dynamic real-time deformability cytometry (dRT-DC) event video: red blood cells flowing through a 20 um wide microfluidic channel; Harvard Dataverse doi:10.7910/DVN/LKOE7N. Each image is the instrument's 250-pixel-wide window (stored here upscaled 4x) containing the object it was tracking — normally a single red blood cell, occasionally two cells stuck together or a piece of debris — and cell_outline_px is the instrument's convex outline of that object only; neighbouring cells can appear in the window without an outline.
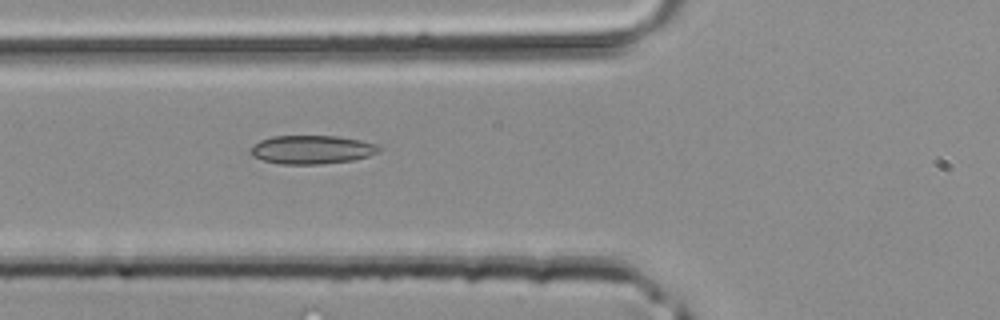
{"species": "common noctule bat (a hibernating species)", "species_latin": "Nyctalus noctula", "temperature_condition": "room temperature", "stored_images_in_passage": 31, "camera_frame_rate_fps": 3000, "um_per_image_px": 0.085, "animal": {"sex": "male", "body_mass_g": 20.4}, "frame": {"image": 1, "passage_image": 7, "time_ms": 2.0, "image_size_px": [1000, 320], "cell_outline_px": [[380, 152], [368, 156], [352, 160], [320, 164], [280, 164], [264, 160], [252, 156], [252, 144], [260, 140], [272, 136], [336, 136], [360, 140], [376, 144], [380, 148]], "centroid_in_image_um": [26.5, 12.71], "position_along_channel_um": 99.3, "area_um2": 21.27}}
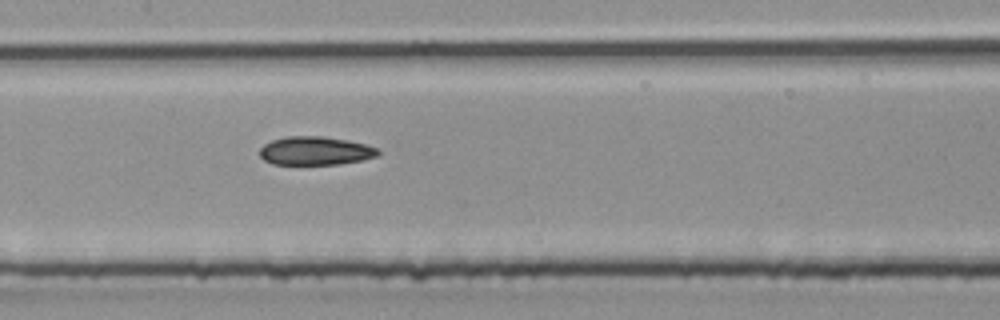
{"frame": {"image": 2, "passage_image": 12, "time_ms": 3.667, "image_size_px": [1000, 320], "cell_outline_px": [[380, 152], [376, 156], [364, 160], [340, 164], [272, 164], [264, 160], [260, 156], [260, 148], [264, 144], [272, 140], [288, 136], [320, 136], [344, 140], [364, 144], [380, 148]], "centroid_in_image_um": [26.8, 12.83], "position_along_channel_um": 180.6, "area_um2": 19.59}}
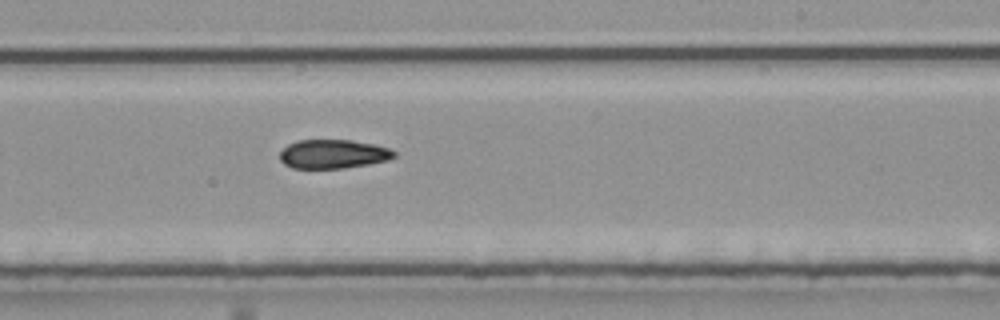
{"frame": {"image": 3, "passage_image": 17, "time_ms": 5.333, "image_size_px": [1000, 320], "cell_outline_px": [[396, 156], [388, 160], [368, 164], [344, 168], [292, 168], [284, 164], [280, 160], [280, 152], [288, 144], [296, 140], [352, 140], [372, 144], [388, 148], [396, 152]], "centroid_in_image_um": [28.3, 13.09], "position_along_channel_um": 260.7, "area_um2": 19.25}}